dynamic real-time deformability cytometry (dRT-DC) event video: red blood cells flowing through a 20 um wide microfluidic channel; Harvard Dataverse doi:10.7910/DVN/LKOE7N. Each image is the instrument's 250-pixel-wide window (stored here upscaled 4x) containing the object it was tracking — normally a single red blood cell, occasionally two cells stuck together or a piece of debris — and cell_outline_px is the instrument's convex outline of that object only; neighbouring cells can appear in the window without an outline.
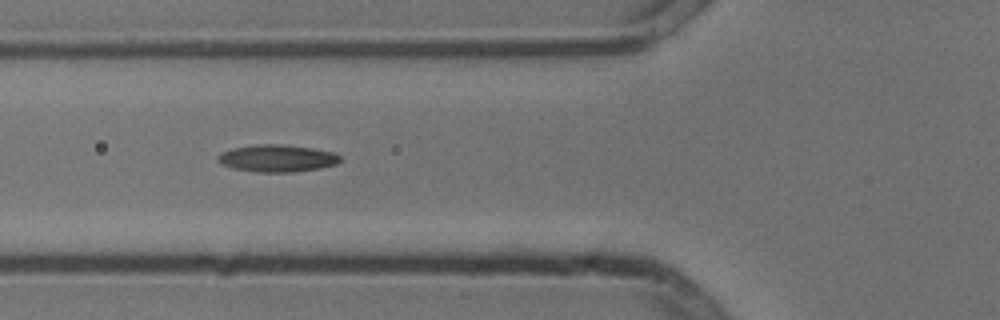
{"species": "common noctule bat (a hibernating species)", "species_latin": "Nyctalus noctula", "temperature_condition": "cold", "stored_images_in_passage": 8, "camera_frame_rate_fps": 3000, "um_per_image_px": 0.085, "animal": {"sex": "male", "body_mass_g": 13.3}, "frame": {"image": 1, "passage_image": 4, "time_ms": 1.0, "image_size_px": [1000, 320], "cell_outline_px": [[340, 160], [336, 164], [320, 168], [292, 172], [260, 172], [236, 168], [220, 164], [216, 160], [216, 156], [232, 148], [256, 144], [280, 144], [312, 148], [332, 152], [340, 156]], "centroid_in_image_um": [23.54, 13.45], "position_along_channel_um": 102.3, "area_um2": 19.19}}
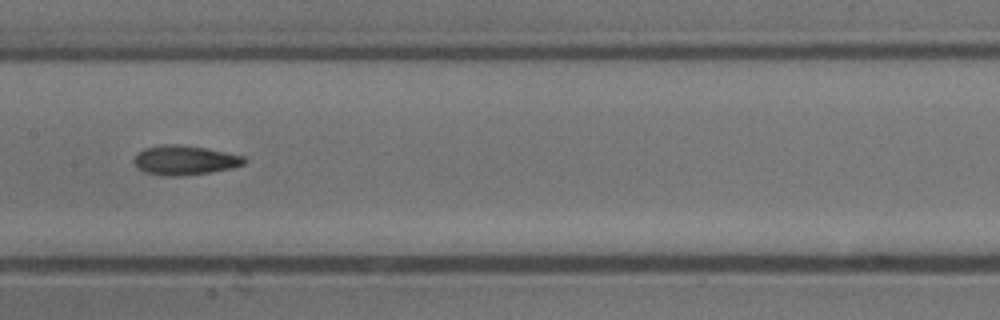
{"frame": {"image": 2, "passage_image": 6, "time_ms": 1.667, "image_size_px": [1000, 320], "cell_outline_px": [[248, 160], [244, 164], [232, 168], [208, 172], [180, 176], [164, 176], [144, 172], [136, 168], [132, 160], [136, 152], [144, 148], [164, 144], [180, 144], [208, 148], [244, 156]], "centroid_in_image_um": [15.66, 13.61], "position_along_channel_um": 191.7, "area_um2": 19.25}}
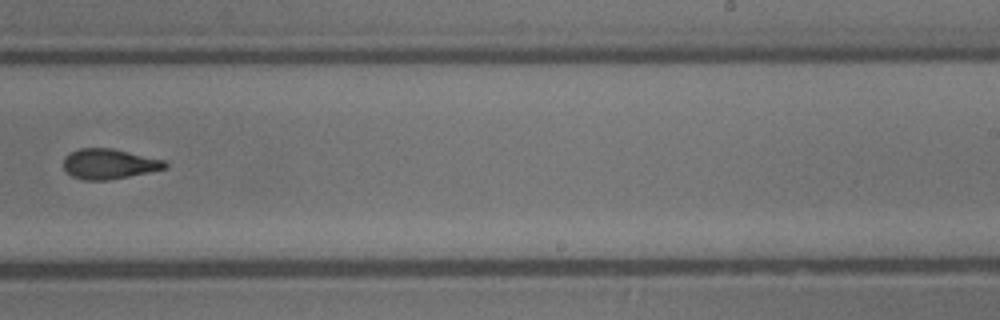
{"frame": {"image": 3, "passage_image": 8, "time_ms": 2.333, "image_size_px": [1000, 320], "cell_outline_px": [[168, 168], [108, 180], [84, 180], [72, 176], [64, 168], [64, 156], [68, 152], [80, 148], [112, 148], [164, 160], [168, 164]], "centroid_in_image_um": [9.25, 13.92], "position_along_channel_um": 279.7, "area_um2": 17.8}}